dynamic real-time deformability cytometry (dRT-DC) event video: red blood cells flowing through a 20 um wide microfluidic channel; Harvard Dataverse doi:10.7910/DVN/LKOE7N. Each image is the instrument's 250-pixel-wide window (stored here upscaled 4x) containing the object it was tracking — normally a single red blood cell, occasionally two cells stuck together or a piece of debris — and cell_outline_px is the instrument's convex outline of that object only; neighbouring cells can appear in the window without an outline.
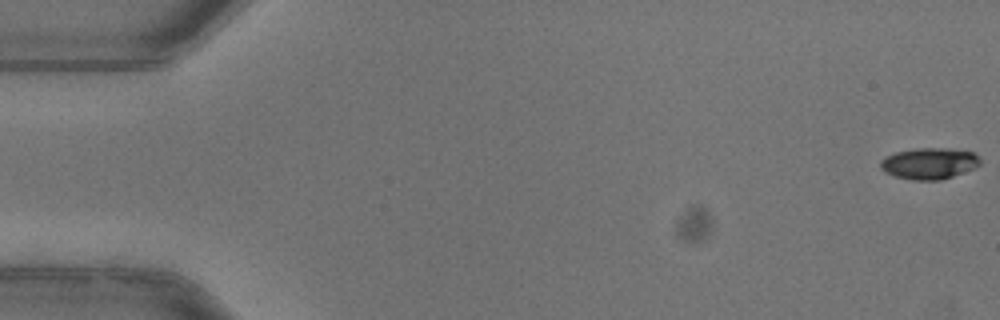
{"species": "common noctule bat (a hibernating species)", "species_latin": "Nyctalus noctula", "temperature_condition": "warm", "stored_images_in_passage": 53, "camera_frame_rate_fps": 3000, "um_per_image_px": 0.085, "animal": {"sex": "female"}, "frame": {"image": 1, "passage_image": 1, "time_ms": 0.0, "image_size_px": [1000, 320], "cell_outline_px": [[980, 164], [972, 168], [952, 176], [940, 180], [912, 180], [896, 176], [884, 172], [880, 168], [880, 160], [884, 156], [896, 152], [916, 148], [948, 148], [972, 152], [980, 160]], "centroid_in_image_um": [78.92, 13.88], "position_along_channel_um": 6.1, "area_um2": 18.03}}
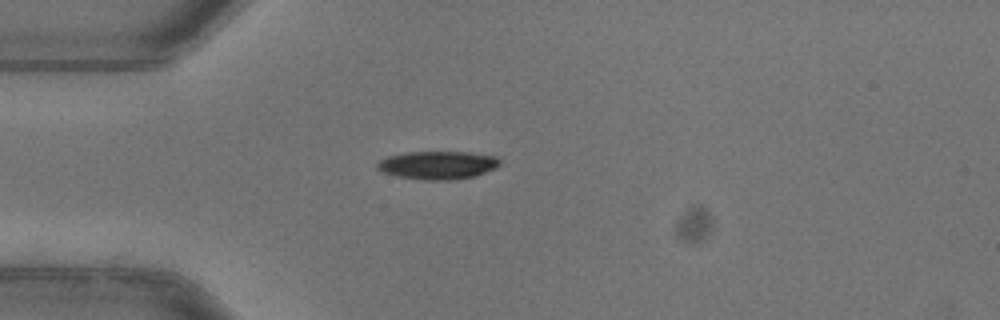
{"frame": {"image": 2, "passage_image": 15, "time_ms": 4.667, "image_size_px": [1000, 320], "cell_outline_px": [[500, 164], [496, 168], [476, 176], [452, 180], [424, 180], [396, 176], [380, 172], [376, 168], [376, 164], [380, 160], [388, 156], [408, 152], [468, 152], [496, 156], [500, 160]], "centroid_in_image_um": [37.2, 14.04], "position_along_channel_um": 47.8, "area_um2": 20.29}, "authors_computed_cell_mechanics": {"area_um2": 20.4034, "velocity_mm_per_s": 3.9866, "shape_relaxation_time_tau1_ms": 3.5612, "shape_relaxation_time_tau2_ms": null, "deformation_change_tau1": 0.1702, "deformation_change_tau2": null}}